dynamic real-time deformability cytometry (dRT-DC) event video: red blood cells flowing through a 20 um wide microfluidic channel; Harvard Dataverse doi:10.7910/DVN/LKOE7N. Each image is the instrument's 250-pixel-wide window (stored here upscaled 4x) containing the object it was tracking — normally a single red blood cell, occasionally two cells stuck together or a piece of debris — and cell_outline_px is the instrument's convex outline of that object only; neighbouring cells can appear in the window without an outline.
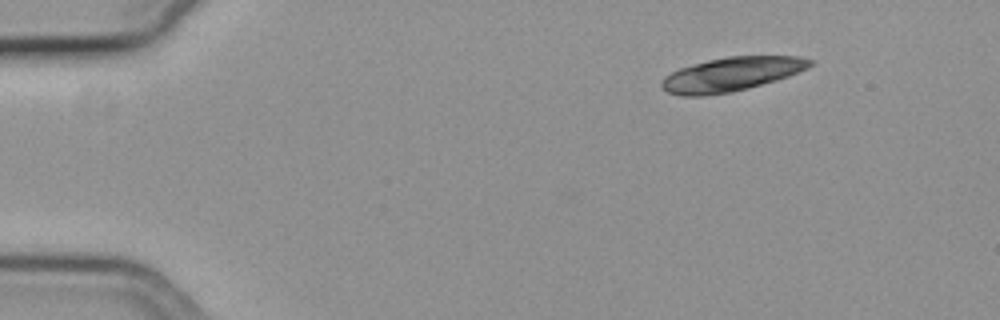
{"species": "common noctule bat (a hibernating species)", "species_latin": "Nyctalus noctula", "temperature_condition": "cold", "stored_images_in_passage": 13, "camera_frame_rate_fps": 3000, "um_per_image_px": 0.085, "animal": {"sex": "female", "body_mass_g": 19.3, "forearm_length_mm": 54.1}, "frame": {"image": 1, "passage_image": 1, "time_ms": 0.0, "image_size_px": [1000, 320], "cell_outline_px": [[816, 64], [808, 68], [788, 76], [776, 80], [748, 88], [732, 92], [700, 96], [680, 96], [668, 92], [660, 88], [660, 80], [664, 76], [680, 68], [708, 60], [728, 56], [800, 56], [812, 60]], "centroid_in_image_um": [62.16, 6.31], "position_along_channel_um": 22.8, "area_um2": 29.48}}